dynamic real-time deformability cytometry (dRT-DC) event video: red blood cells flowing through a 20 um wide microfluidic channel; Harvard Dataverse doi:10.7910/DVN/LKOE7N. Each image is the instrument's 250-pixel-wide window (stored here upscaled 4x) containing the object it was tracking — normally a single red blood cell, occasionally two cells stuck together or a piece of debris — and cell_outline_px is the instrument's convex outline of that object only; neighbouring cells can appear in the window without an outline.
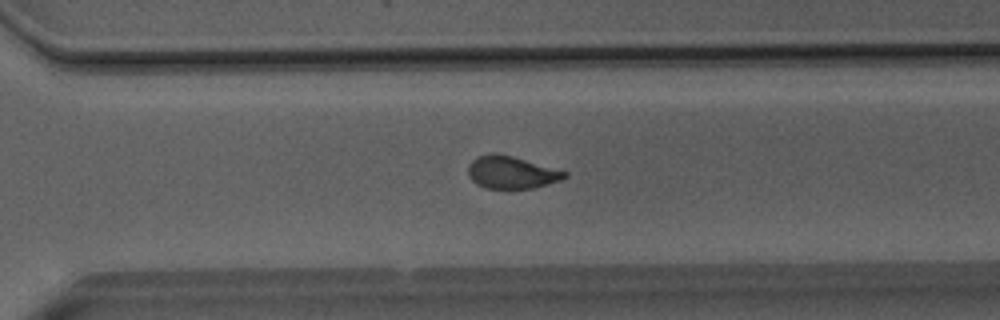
{"species": "Egyptian fruit bat (a non-hibernating species)", "species_latin": "Rousettus aegyptiacus", "temperature_condition": "room temperature", "stored_images_in_passage": 50, "camera_frame_rate_fps": 3000, "um_per_image_px": 0.085, "animal": {"sex": "male"}, "frame": {"image": 1, "passage_image": 35, "time_ms": 11.333, "image_size_px": [1000, 320], "cell_outline_px": [[568, 176], [560, 180], [532, 188], [484, 188], [476, 184], [468, 176], [468, 164], [476, 156], [492, 152], [496, 152], [512, 156], [568, 172]], "centroid_in_image_um": [43.42, 14.64], "position_along_channel_um": 327.2, "area_um2": 18.26}}
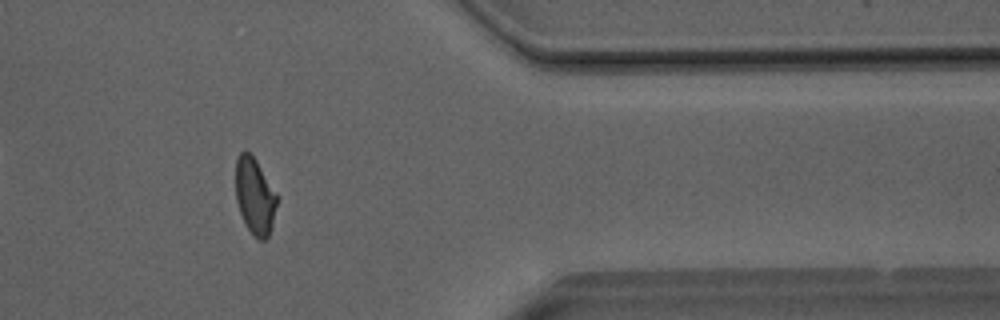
{"frame": {"image": 2, "passage_image": 41, "time_ms": 13.333, "image_size_px": [1000, 320], "cell_outline_px": [[276, 204], [272, 224], [268, 236], [264, 240], [260, 240], [248, 228], [240, 212], [236, 200], [236, 160], [240, 152], [244, 148], [256, 160], [276, 196]], "centroid_in_image_um": [21.62, 16.64], "position_along_channel_um": 389.8, "area_um2": 17.69}}
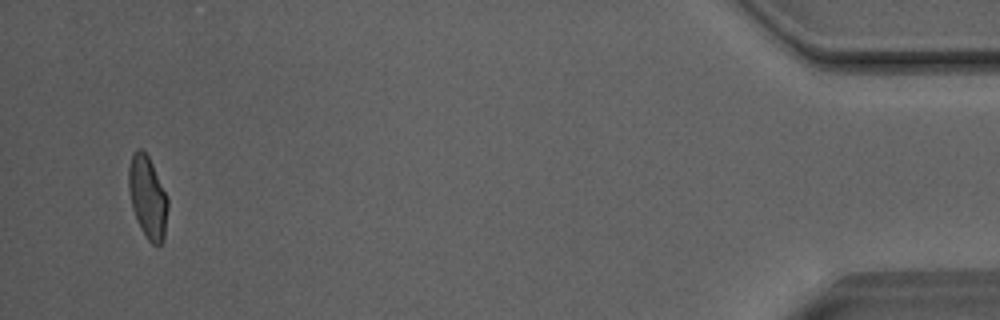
{"frame": {"image": 3, "passage_image": 48, "time_ms": 15.667, "image_size_px": [1000, 320], "cell_outline_px": [[168, 208], [164, 240], [160, 248], [152, 244], [148, 240], [140, 228], [132, 208], [128, 188], [128, 168], [132, 152], [136, 148], [140, 148], [148, 156], [168, 196]], "centroid_in_image_um": [12.55, 16.79], "position_along_channel_um": 422.6, "area_um2": 19.13}, "authors_computed_cell_mechanics": {"area_um2": 19.3052, "velocity_mm_per_s": 4.0745, "shape_relaxation_time_tau1_ms": 6.6015, "shape_relaxation_time_tau2_ms": 1.2642, "deformation_change_tau1": 0.1547, "deformation_change_tau2": 0.069}}